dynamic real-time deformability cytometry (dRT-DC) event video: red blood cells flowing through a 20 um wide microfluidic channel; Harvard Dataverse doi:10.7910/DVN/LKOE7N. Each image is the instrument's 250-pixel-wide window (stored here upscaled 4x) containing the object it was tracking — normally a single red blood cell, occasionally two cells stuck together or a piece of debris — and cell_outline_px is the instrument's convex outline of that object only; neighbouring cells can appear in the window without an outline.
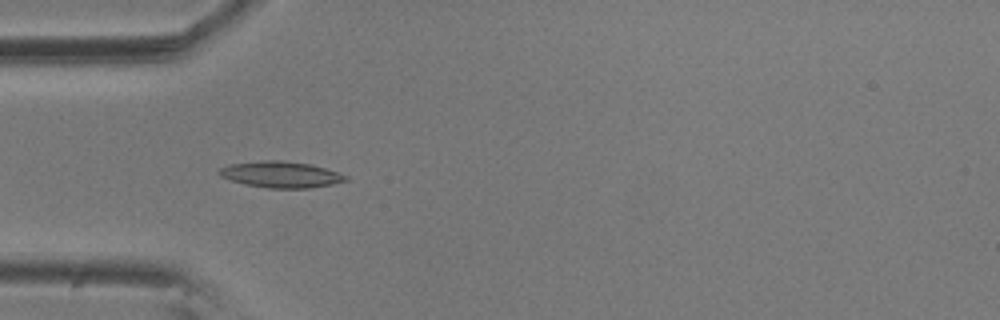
{"species": "common noctule bat (a hibernating species)", "species_latin": "Nyctalus noctula", "temperature_condition": "room temperature", "stored_images_in_passage": 5, "camera_frame_rate_fps": 3000, "um_per_image_px": 0.085, "animal": {"sex": "male", "body_mass_g": 20.5, "forearm_length_mm": 52.5}, "frame": {"image": 1, "passage_image": 4, "time_ms": 1.0, "image_size_px": [1000, 320], "cell_outline_px": [[348, 180], [332, 184], [308, 188], [268, 188], [244, 184], [220, 176], [216, 172], [220, 168], [228, 164], [264, 160], [284, 160], [312, 164], [348, 176]], "centroid_in_image_um": [23.84, 14.82], "position_along_channel_um": 61.2, "area_um2": 19.36}}
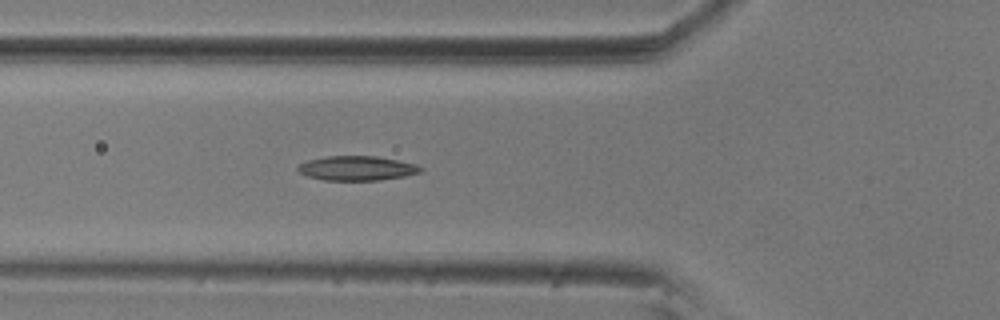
{"frame": {"image": 2, "passage_image": 5, "time_ms": 1.333, "image_size_px": [1000, 320], "cell_outline_px": [[424, 168], [420, 172], [404, 176], [380, 180], [324, 180], [308, 176], [300, 172], [296, 168], [300, 164], [308, 160], [328, 156], [376, 156], [416, 164]], "centroid_in_image_um": [30.34, 14.3], "position_along_channel_um": 95.5, "area_um2": 17.34}}